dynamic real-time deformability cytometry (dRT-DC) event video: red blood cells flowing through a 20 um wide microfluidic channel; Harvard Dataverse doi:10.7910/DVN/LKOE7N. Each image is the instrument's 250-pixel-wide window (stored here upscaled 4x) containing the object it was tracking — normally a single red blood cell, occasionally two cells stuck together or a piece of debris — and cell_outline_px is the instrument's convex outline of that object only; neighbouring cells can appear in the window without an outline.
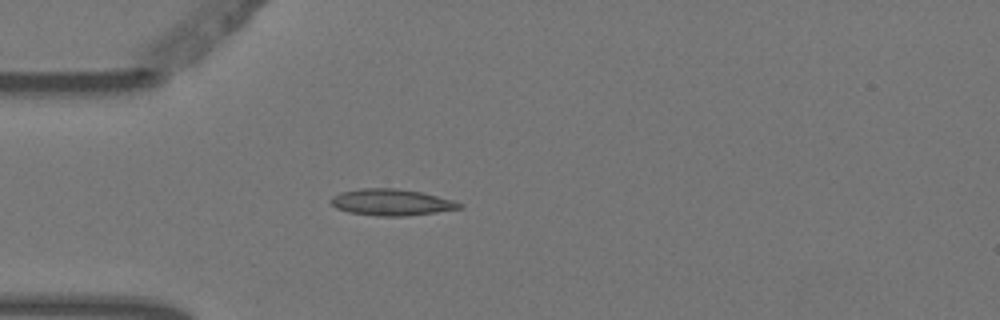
{"species": "Egyptian fruit bat (a non-hibernating species)", "species_latin": "Rousettus aegyptiacus", "temperature_condition": "warm", "stored_images_in_passage": 4, "camera_frame_rate_fps": 3000, "um_per_image_px": 0.085, "animal": {"sex": "female"}, "frame": {"image": 1, "passage_image": 4, "time_ms": 1.0, "image_size_px": [1000, 320], "cell_outline_px": [[464, 208], [436, 212], [404, 216], [376, 216], [348, 212], [336, 208], [328, 200], [332, 196], [340, 192], [360, 188], [396, 188], [420, 192], [452, 200], [464, 204]], "centroid_in_image_um": [33.24, 17.19], "position_along_channel_um": 51.8, "area_um2": 19.88}}